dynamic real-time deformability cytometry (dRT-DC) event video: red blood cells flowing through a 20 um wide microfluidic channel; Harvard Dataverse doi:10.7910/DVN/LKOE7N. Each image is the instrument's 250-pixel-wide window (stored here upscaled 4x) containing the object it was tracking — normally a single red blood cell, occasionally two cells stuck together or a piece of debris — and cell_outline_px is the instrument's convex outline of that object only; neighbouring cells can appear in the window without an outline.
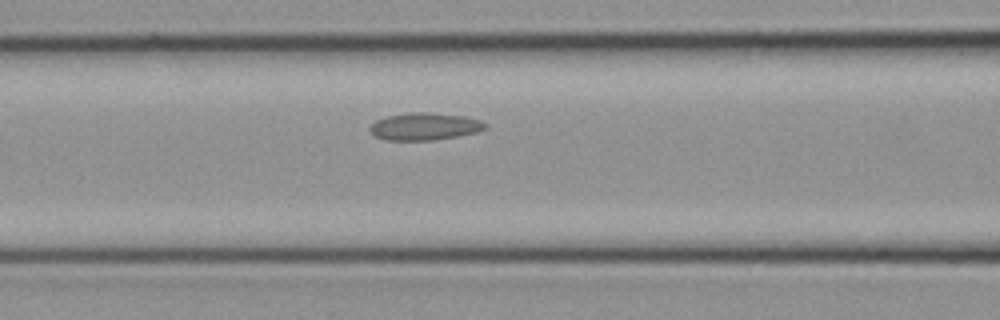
{"species": "common noctule bat (a hibernating species)", "species_latin": "Nyctalus noctula", "temperature_condition": "cold", "stored_images_in_passage": 9, "camera_frame_rate_fps": 3000, "um_per_image_px": 0.085, "animal": {"sex": "female", "body_mass_g": 21.9}, "frame": {"image": 1, "passage_image": 8, "time_ms": 2.333, "image_size_px": [1000, 320], "cell_outline_px": [[488, 128], [476, 132], [436, 140], [384, 140], [376, 136], [368, 128], [376, 120], [388, 116], [408, 112], [428, 112], [464, 116], [480, 120], [488, 124]], "centroid_in_image_um": [36.11, 10.74], "position_along_channel_um": 130.5, "area_um2": 18.38}}